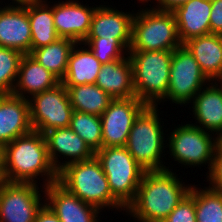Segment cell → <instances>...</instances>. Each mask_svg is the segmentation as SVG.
I'll use <instances>...</instances> for the list:
<instances>
[{"label":"cell","mask_w":222,"mask_h":222,"mask_svg":"<svg viewBox=\"0 0 222 222\" xmlns=\"http://www.w3.org/2000/svg\"><path fill=\"white\" fill-rule=\"evenodd\" d=\"M179 179L168 167L145 171L135 200L126 208L128 214L140 222L166 219L191 189Z\"/></svg>","instance_id":"obj_1"},{"label":"cell","mask_w":222,"mask_h":222,"mask_svg":"<svg viewBox=\"0 0 222 222\" xmlns=\"http://www.w3.org/2000/svg\"><path fill=\"white\" fill-rule=\"evenodd\" d=\"M44 175V187L58 181V171L49 159L42 133L32 130L3 147V181L37 183L35 178Z\"/></svg>","instance_id":"obj_2"},{"label":"cell","mask_w":222,"mask_h":222,"mask_svg":"<svg viewBox=\"0 0 222 222\" xmlns=\"http://www.w3.org/2000/svg\"><path fill=\"white\" fill-rule=\"evenodd\" d=\"M58 182L80 200L99 210L105 207L126 210L112 195L107 177L96 156L64 166L58 172Z\"/></svg>","instance_id":"obj_3"},{"label":"cell","mask_w":222,"mask_h":222,"mask_svg":"<svg viewBox=\"0 0 222 222\" xmlns=\"http://www.w3.org/2000/svg\"><path fill=\"white\" fill-rule=\"evenodd\" d=\"M127 54L132 64L136 97L148 106L165 101L173 50L128 51Z\"/></svg>","instance_id":"obj_4"},{"label":"cell","mask_w":222,"mask_h":222,"mask_svg":"<svg viewBox=\"0 0 222 222\" xmlns=\"http://www.w3.org/2000/svg\"><path fill=\"white\" fill-rule=\"evenodd\" d=\"M173 11L142 9L134 13L129 51H165L182 46Z\"/></svg>","instance_id":"obj_5"},{"label":"cell","mask_w":222,"mask_h":222,"mask_svg":"<svg viewBox=\"0 0 222 222\" xmlns=\"http://www.w3.org/2000/svg\"><path fill=\"white\" fill-rule=\"evenodd\" d=\"M157 107L147 105L139 113L125 145L136 162L146 171L166 169L160 160L166 146Z\"/></svg>","instance_id":"obj_6"},{"label":"cell","mask_w":222,"mask_h":222,"mask_svg":"<svg viewBox=\"0 0 222 222\" xmlns=\"http://www.w3.org/2000/svg\"><path fill=\"white\" fill-rule=\"evenodd\" d=\"M95 156L101 163L112 195L127 208L135 200L146 170L126 147H102Z\"/></svg>","instance_id":"obj_7"},{"label":"cell","mask_w":222,"mask_h":222,"mask_svg":"<svg viewBox=\"0 0 222 222\" xmlns=\"http://www.w3.org/2000/svg\"><path fill=\"white\" fill-rule=\"evenodd\" d=\"M28 101L33 130L44 135L50 130L70 126L73 107L62 83L32 96Z\"/></svg>","instance_id":"obj_8"},{"label":"cell","mask_w":222,"mask_h":222,"mask_svg":"<svg viewBox=\"0 0 222 222\" xmlns=\"http://www.w3.org/2000/svg\"><path fill=\"white\" fill-rule=\"evenodd\" d=\"M207 82L211 81L184 45L173 50L168 91L164 99L180 105L187 104Z\"/></svg>","instance_id":"obj_9"},{"label":"cell","mask_w":222,"mask_h":222,"mask_svg":"<svg viewBox=\"0 0 222 222\" xmlns=\"http://www.w3.org/2000/svg\"><path fill=\"white\" fill-rule=\"evenodd\" d=\"M170 133L167 145L175 161L193 167L207 163L210 171L216 151L212 134L193 123L179 125Z\"/></svg>","instance_id":"obj_10"},{"label":"cell","mask_w":222,"mask_h":222,"mask_svg":"<svg viewBox=\"0 0 222 222\" xmlns=\"http://www.w3.org/2000/svg\"><path fill=\"white\" fill-rule=\"evenodd\" d=\"M40 197L36 183L2 181L0 222H34L37 212L44 204Z\"/></svg>","instance_id":"obj_11"},{"label":"cell","mask_w":222,"mask_h":222,"mask_svg":"<svg viewBox=\"0 0 222 222\" xmlns=\"http://www.w3.org/2000/svg\"><path fill=\"white\" fill-rule=\"evenodd\" d=\"M146 106L136 96L113 99L100 116L102 147H125L135 118Z\"/></svg>","instance_id":"obj_12"},{"label":"cell","mask_w":222,"mask_h":222,"mask_svg":"<svg viewBox=\"0 0 222 222\" xmlns=\"http://www.w3.org/2000/svg\"><path fill=\"white\" fill-rule=\"evenodd\" d=\"M0 47L15 49L23 54L31 53V25L27 0L0 7Z\"/></svg>","instance_id":"obj_13"},{"label":"cell","mask_w":222,"mask_h":222,"mask_svg":"<svg viewBox=\"0 0 222 222\" xmlns=\"http://www.w3.org/2000/svg\"><path fill=\"white\" fill-rule=\"evenodd\" d=\"M44 188V202L56 214L61 222H98L97 207L87 204L70 193L58 181ZM48 200V201H47Z\"/></svg>","instance_id":"obj_14"},{"label":"cell","mask_w":222,"mask_h":222,"mask_svg":"<svg viewBox=\"0 0 222 222\" xmlns=\"http://www.w3.org/2000/svg\"><path fill=\"white\" fill-rule=\"evenodd\" d=\"M96 8L73 0L53 5V21L58 36L82 44L89 33Z\"/></svg>","instance_id":"obj_15"},{"label":"cell","mask_w":222,"mask_h":222,"mask_svg":"<svg viewBox=\"0 0 222 222\" xmlns=\"http://www.w3.org/2000/svg\"><path fill=\"white\" fill-rule=\"evenodd\" d=\"M48 155L51 163L59 172L64 166L79 161H85L95 156V152L70 127L57 128L44 134ZM63 155L68 161L58 162V156Z\"/></svg>","instance_id":"obj_16"},{"label":"cell","mask_w":222,"mask_h":222,"mask_svg":"<svg viewBox=\"0 0 222 222\" xmlns=\"http://www.w3.org/2000/svg\"><path fill=\"white\" fill-rule=\"evenodd\" d=\"M32 130L28 99L13 94H1L0 145L4 147Z\"/></svg>","instance_id":"obj_17"},{"label":"cell","mask_w":222,"mask_h":222,"mask_svg":"<svg viewBox=\"0 0 222 222\" xmlns=\"http://www.w3.org/2000/svg\"><path fill=\"white\" fill-rule=\"evenodd\" d=\"M133 16L134 13L101 5L95 9L87 37L117 39L129 51Z\"/></svg>","instance_id":"obj_18"},{"label":"cell","mask_w":222,"mask_h":222,"mask_svg":"<svg viewBox=\"0 0 222 222\" xmlns=\"http://www.w3.org/2000/svg\"><path fill=\"white\" fill-rule=\"evenodd\" d=\"M173 13L182 44L192 38L211 34V0H189Z\"/></svg>","instance_id":"obj_19"},{"label":"cell","mask_w":222,"mask_h":222,"mask_svg":"<svg viewBox=\"0 0 222 222\" xmlns=\"http://www.w3.org/2000/svg\"><path fill=\"white\" fill-rule=\"evenodd\" d=\"M61 81L42 66L30 54H24L21 59L17 79L12 94L24 99H29L43 91L50 90ZM28 94L27 98L24 94Z\"/></svg>","instance_id":"obj_20"},{"label":"cell","mask_w":222,"mask_h":222,"mask_svg":"<svg viewBox=\"0 0 222 222\" xmlns=\"http://www.w3.org/2000/svg\"><path fill=\"white\" fill-rule=\"evenodd\" d=\"M113 99H127L136 96L130 57L102 64L96 83Z\"/></svg>","instance_id":"obj_21"},{"label":"cell","mask_w":222,"mask_h":222,"mask_svg":"<svg viewBox=\"0 0 222 222\" xmlns=\"http://www.w3.org/2000/svg\"><path fill=\"white\" fill-rule=\"evenodd\" d=\"M198 62L210 81L222 79V35L208 34L192 38L183 44Z\"/></svg>","instance_id":"obj_22"},{"label":"cell","mask_w":222,"mask_h":222,"mask_svg":"<svg viewBox=\"0 0 222 222\" xmlns=\"http://www.w3.org/2000/svg\"><path fill=\"white\" fill-rule=\"evenodd\" d=\"M191 103H193L194 118L200 124L195 126L212 132L213 135L222 129V82L215 81L214 84L211 82L209 86L203 87Z\"/></svg>","instance_id":"obj_23"},{"label":"cell","mask_w":222,"mask_h":222,"mask_svg":"<svg viewBox=\"0 0 222 222\" xmlns=\"http://www.w3.org/2000/svg\"><path fill=\"white\" fill-rule=\"evenodd\" d=\"M27 12L31 25V52L56 42L58 36L53 21V6L44 0H27Z\"/></svg>","instance_id":"obj_24"},{"label":"cell","mask_w":222,"mask_h":222,"mask_svg":"<svg viewBox=\"0 0 222 222\" xmlns=\"http://www.w3.org/2000/svg\"><path fill=\"white\" fill-rule=\"evenodd\" d=\"M78 45L81 43L75 44L70 53L65 76L61 80L64 86L95 84L101 70L102 64L93 52L83 47L76 49Z\"/></svg>","instance_id":"obj_25"},{"label":"cell","mask_w":222,"mask_h":222,"mask_svg":"<svg viewBox=\"0 0 222 222\" xmlns=\"http://www.w3.org/2000/svg\"><path fill=\"white\" fill-rule=\"evenodd\" d=\"M73 110L101 116L113 98L96 84L65 86Z\"/></svg>","instance_id":"obj_26"},{"label":"cell","mask_w":222,"mask_h":222,"mask_svg":"<svg viewBox=\"0 0 222 222\" xmlns=\"http://www.w3.org/2000/svg\"><path fill=\"white\" fill-rule=\"evenodd\" d=\"M75 44L77 43L71 39L59 38L54 43L34 49L30 55L61 81Z\"/></svg>","instance_id":"obj_27"},{"label":"cell","mask_w":222,"mask_h":222,"mask_svg":"<svg viewBox=\"0 0 222 222\" xmlns=\"http://www.w3.org/2000/svg\"><path fill=\"white\" fill-rule=\"evenodd\" d=\"M189 194L194 198L197 222H222V192L192 185Z\"/></svg>","instance_id":"obj_28"},{"label":"cell","mask_w":222,"mask_h":222,"mask_svg":"<svg viewBox=\"0 0 222 222\" xmlns=\"http://www.w3.org/2000/svg\"><path fill=\"white\" fill-rule=\"evenodd\" d=\"M69 127L79 135L94 152L102 148L100 116L73 110Z\"/></svg>","instance_id":"obj_29"},{"label":"cell","mask_w":222,"mask_h":222,"mask_svg":"<svg viewBox=\"0 0 222 222\" xmlns=\"http://www.w3.org/2000/svg\"><path fill=\"white\" fill-rule=\"evenodd\" d=\"M23 56L18 50L0 47V95L12 94Z\"/></svg>","instance_id":"obj_30"},{"label":"cell","mask_w":222,"mask_h":222,"mask_svg":"<svg viewBox=\"0 0 222 222\" xmlns=\"http://www.w3.org/2000/svg\"><path fill=\"white\" fill-rule=\"evenodd\" d=\"M82 45H87L101 64L110 63L125 57L128 50L117 40L103 37H86Z\"/></svg>","instance_id":"obj_31"},{"label":"cell","mask_w":222,"mask_h":222,"mask_svg":"<svg viewBox=\"0 0 222 222\" xmlns=\"http://www.w3.org/2000/svg\"><path fill=\"white\" fill-rule=\"evenodd\" d=\"M161 222H197L194 198L188 193L167 218Z\"/></svg>","instance_id":"obj_32"},{"label":"cell","mask_w":222,"mask_h":222,"mask_svg":"<svg viewBox=\"0 0 222 222\" xmlns=\"http://www.w3.org/2000/svg\"><path fill=\"white\" fill-rule=\"evenodd\" d=\"M215 155L213 159V163L211 165V169L209 171L208 181H210L209 188L217 191L222 192V150L215 149Z\"/></svg>","instance_id":"obj_33"},{"label":"cell","mask_w":222,"mask_h":222,"mask_svg":"<svg viewBox=\"0 0 222 222\" xmlns=\"http://www.w3.org/2000/svg\"><path fill=\"white\" fill-rule=\"evenodd\" d=\"M211 34L222 35V0H211Z\"/></svg>","instance_id":"obj_34"},{"label":"cell","mask_w":222,"mask_h":222,"mask_svg":"<svg viewBox=\"0 0 222 222\" xmlns=\"http://www.w3.org/2000/svg\"><path fill=\"white\" fill-rule=\"evenodd\" d=\"M34 222H61L50 207L44 203L36 214Z\"/></svg>","instance_id":"obj_35"},{"label":"cell","mask_w":222,"mask_h":222,"mask_svg":"<svg viewBox=\"0 0 222 222\" xmlns=\"http://www.w3.org/2000/svg\"><path fill=\"white\" fill-rule=\"evenodd\" d=\"M158 3V8L156 5V10H162V11H174L178 6L186 3L189 0H156Z\"/></svg>","instance_id":"obj_36"},{"label":"cell","mask_w":222,"mask_h":222,"mask_svg":"<svg viewBox=\"0 0 222 222\" xmlns=\"http://www.w3.org/2000/svg\"><path fill=\"white\" fill-rule=\"evenodd\" d=\"M217 134V137L214 138L215 143V149H221L222 150V129H219L215 135Z\"/></svg>","instance_id":"obj_37"},{"label":"cell","mask_w":222,"mask_h":222,"mask_svg":"<svg viewBox=\"0 0 222 222\" xmlns=\"http://www.w3.org/2000/svg\"><path fill=\"white\" fill-rule=\"evenodd\" d=\"M3 169V147L0 145V170Z\"/></svg>","instance_id":"obj_38"},{"label":"cell","mask_w":222,"mask_h":222,"mask_svg":"<svg viewBox=\"0 0 222 222\" xmlns=\"http://www.w3.org/2000/svg\"><path fill=\"white\" fill-rule=\"evenodd\" d=\"M2 181H3L2 180V170H0V184H1Z\"/></svg>","instance_id":"obj_39"},{"label":"cell","mask_w":222,"mask_h":222,"mask_svg":"<svg viewBox=\"0 0 222 222\" xmlns=\"http://www.w3.org/2000/svg\"><path fill=\"white\" fill-rule=\"evenodd\" d=\"M139 1H141V2H148V1H150V0H139Z\"/></svg>","instance_id":"obj_40"}]
</instances>
